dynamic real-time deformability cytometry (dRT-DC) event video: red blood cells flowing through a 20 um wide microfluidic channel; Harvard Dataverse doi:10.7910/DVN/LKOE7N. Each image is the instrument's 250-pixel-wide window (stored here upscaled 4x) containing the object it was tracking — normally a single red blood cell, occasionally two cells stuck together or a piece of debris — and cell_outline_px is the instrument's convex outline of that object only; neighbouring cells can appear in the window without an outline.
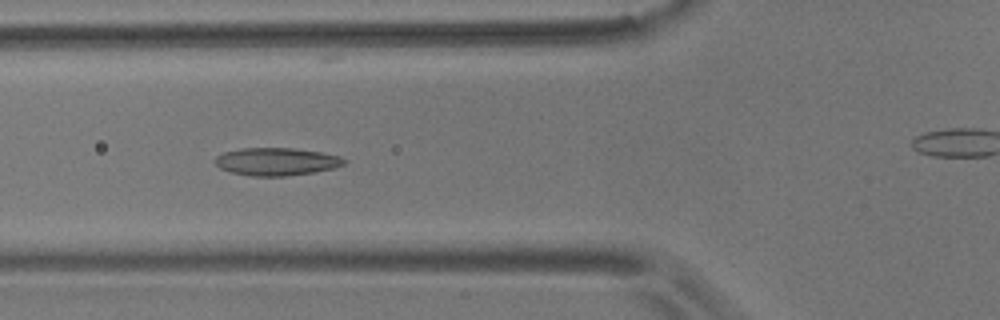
{"species": "common noctule bat (a hibernating species)", "species_latin": "Nyctalus noctula", "temperature_condition": "room temperature", "stored_images_in_passage": 55, "camera_frame_rate_fps": 3000, "um_per_image_px": 0.085, "animal": {"sex": "male", "body_mass_g": 17.9}, "frame": {"image": 1, "passage_image": 19, "time_ms": 6.0, "image_size_px": [1000, 320], "cell_outline_px": [[348, 160], [344, 164], [332, 168], [316, 172], [284, 176], [252, 176], [232, 172], [220, 168], [212, 160], [216, 156], [224, 152], [240, 148], [292, 148], [320, 152], [340, 156]], "centroid_in_image_um": [23.49, 13.73], "position_along_channel_um": 102.3, "area_um2": 20.87}}
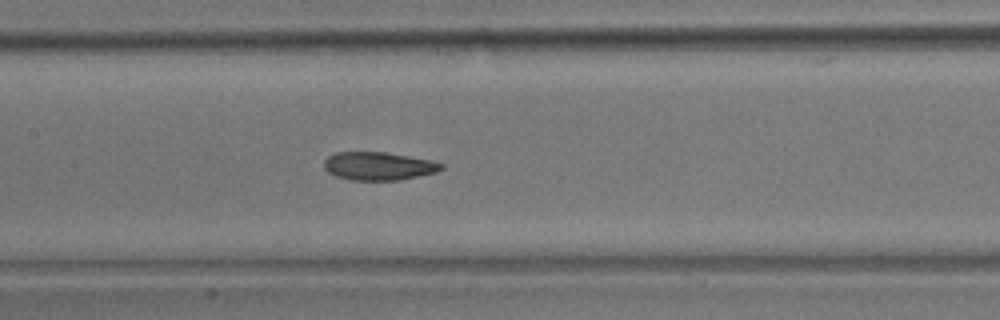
{"frame": {"image": 2, "passage_image": 25, "time_ms": 8.0, "image_size_px": [1000, 320], "cell_outline_px": [[444, 168], [436, 172], [400, 180], [352, 180], [336, 176], [328, 172], [324, 168], [324, 160], [328, 156], [336, 152], [384, 152], [432, 160], [444, 164]], "centroid_in_image_um": [32.18, 14.11], "position_along_channel_um": 175.2, "area_um2": 19.25}}
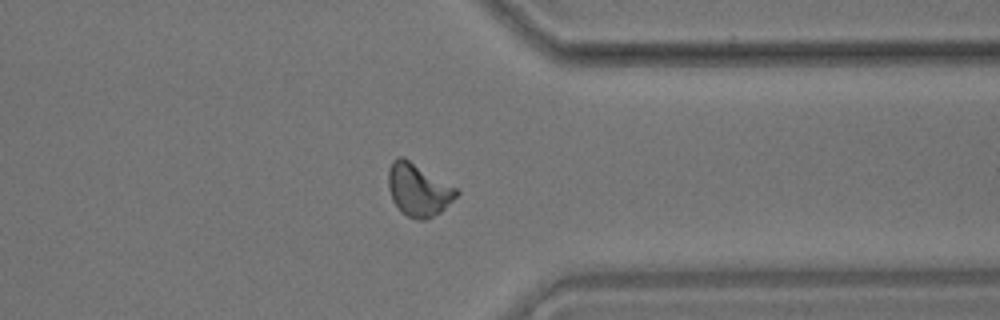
{"frame": {"image": 3, "passage_image": 42, "time_ms": 13.667, "image_size_px": [1000, 320], "cell_outline_px": [[460, 192], [440, 212], [424, 220], [420, 220], [408, 216], [400, 212], [392, 200], [388, 188], [388, 168], [392, 160], [396, 156], [400, 156], [408, 160], [456, 188]], "centroid_in_image_um": [35.5, 16.14], "position_along_channel_um": 375.9, "area_um2": 20.52}, "authors_computed_cell_mechanics": {"area_um2": 19.9988, "velocity_mm_per_s": 3.6193, "shape_relaxation_time_tau1_ms": 5.6897, "shape_relaxation_time_tau2_ms": 1.9424, "deformation_change_tau1": 0.1675, "deformation_change_tau2": 0.0849}}